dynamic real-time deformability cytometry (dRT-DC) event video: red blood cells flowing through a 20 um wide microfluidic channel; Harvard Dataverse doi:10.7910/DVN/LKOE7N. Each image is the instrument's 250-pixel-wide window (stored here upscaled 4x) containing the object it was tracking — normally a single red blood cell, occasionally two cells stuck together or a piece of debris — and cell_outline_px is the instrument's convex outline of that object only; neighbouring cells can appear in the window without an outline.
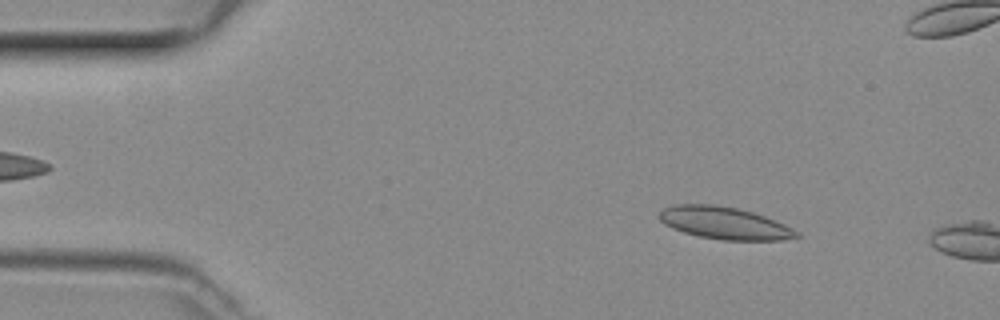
{"species": "common noctule bat (a hibernating species)", "species_latin": "Nyctalus noctula", "temperature_condition": "room temperature", "stored_images_in_passage": 9, "camera_frame_rate_fps": 3000, "um_per_image_px": 0.085, "animal": {"sex": "female", "body_mass_g": 29.2, "forearm_length_mm": 56.3}, "frame": {"image": 1, "passage_image": 6, "time_ms": 1.667, "image_size_px": [1000, 320], "cell_outline_px": [[800, 236], [780, 240], [720, 240], [700, 236], [684, 232], [672, 228], [664, 224], [660, 220], [660, 212], [664, 208], [676, 204], [712, 204], [736, 208], [752, 212], [764, 216], [784, 224], [800, 232]], "centroid_in_image_um": [61.58, 18.96], "position_along_channel_um": 23.4, "area_um2": 25.61}}